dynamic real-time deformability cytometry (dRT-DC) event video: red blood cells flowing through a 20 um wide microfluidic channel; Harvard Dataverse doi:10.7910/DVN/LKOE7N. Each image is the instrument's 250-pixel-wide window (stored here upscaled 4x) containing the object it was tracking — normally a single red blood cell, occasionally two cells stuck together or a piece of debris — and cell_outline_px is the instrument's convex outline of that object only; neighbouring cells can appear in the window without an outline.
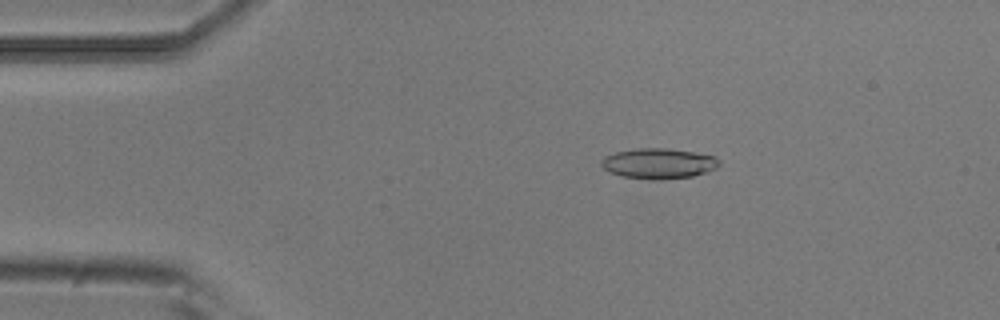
{"species": "common noctule bat (a hibernating species)", "species_latin": "Nyctalus noctula", "temperature_condition": "room temperature", "stored_images_in_passage": 4, "camera_frame_rate_fps": 3000, "um_per_image_px": 0.085, "animal": {"sex": "male", "body_mass_g": 20.5, "forearm_length_mm": 52.5}, "frame": {"image": 1, "passage_image": 3, "time_ms": 0.667, "image_size_px": [1000, 320], "cell_outline_px": [[720, 164], [716, 168], [708, 172], [692, 176], [656, 180], [620, 176], [604, 168], [600, 164], [600, 160], [604, 156], [616, 152], [636, 148], [668, 148], [716, 156], [720, 160]], "centroid_in_image_um": [55.99, 13.89], "position_along_channel_um": 29.0, "area_um2": 20.92}}